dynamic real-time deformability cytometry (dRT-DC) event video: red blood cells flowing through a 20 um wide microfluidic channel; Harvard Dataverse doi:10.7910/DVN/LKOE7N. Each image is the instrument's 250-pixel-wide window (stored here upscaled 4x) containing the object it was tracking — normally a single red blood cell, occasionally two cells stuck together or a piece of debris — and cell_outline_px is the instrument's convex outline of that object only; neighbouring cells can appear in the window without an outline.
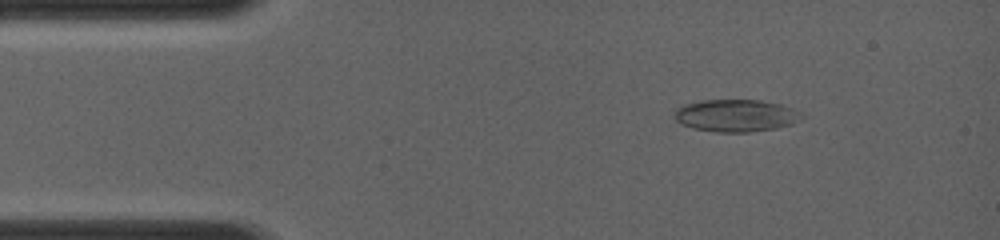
{"species": "common noctule bat (a hibernating species)", "species_latin": "Nyctalus noctula", "temperature_condition": "room temperature", "stored_images_in_passage": 5, "camera_frame_rate_fps": 4000, "um_per_image_px": 0.085, "animal": {"sex": "female", "body_mass_g": 19.0, "forearm_length_mm": 56.7}, "frame": {"image": 1, "passage_image": 4, "time_ms": 1.5, "image_size_px": [1000, 240], "cell_outline_px": [[808, 116], [800, 120], [776, 128], [748, 132], [716, 132], [692, 128], [680, 124], [672, 116], [676, 108], [684, 104], [700, 100], [760, 100], [780, 104], [792, 108]], "centroid_in_image_um": [62.52, 9.82], "position_along_channel_um": 22.5, "area_um2": 24.16}}